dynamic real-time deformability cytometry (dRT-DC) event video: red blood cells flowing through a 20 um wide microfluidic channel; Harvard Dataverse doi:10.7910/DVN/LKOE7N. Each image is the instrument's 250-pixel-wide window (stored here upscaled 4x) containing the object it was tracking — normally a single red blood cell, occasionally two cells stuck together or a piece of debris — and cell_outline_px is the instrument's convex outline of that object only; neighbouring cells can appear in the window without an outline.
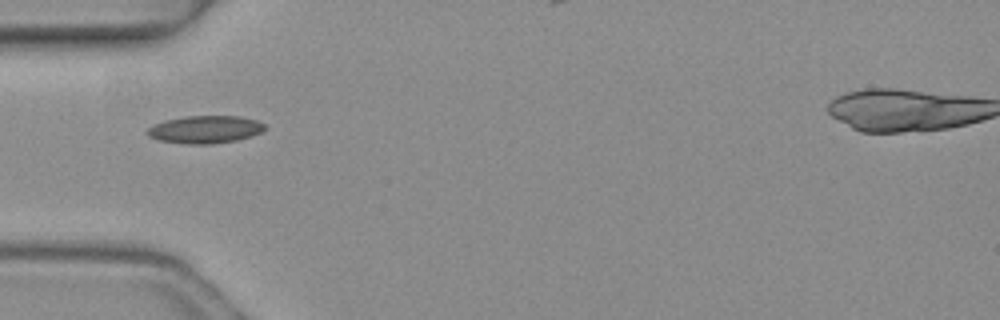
{"species": "common noctule bat (a hibernating species)", "species_latin": "Nyctalus noctula", "temperature_condition": "warm", "stored_images_in_passage": 7, "camera_frame_rate_fps": 3000, "um_per_image_px": 0.085, "animal": {"sex": "female", "body_mass_g": 19.3, "forearm_length_mm": 54.1}, "frame": {"image": 1, "passage_image": 6, "time_ms": 1.667, "image_size_px": [1000, 320], "cell_outline_px": [[268, 128], [252, 136], [236, 140], [212, 144], [188, 144], [160, 140], [148, 136], [148, 128], [152, 124], [164, 120], [184, 116], [240, 116], [256, 120], [264, 124]], "centroid_in_image_um": [17.44, 10.99], "position_along_channel_um": 67.6, "area_um2": 18.96}}
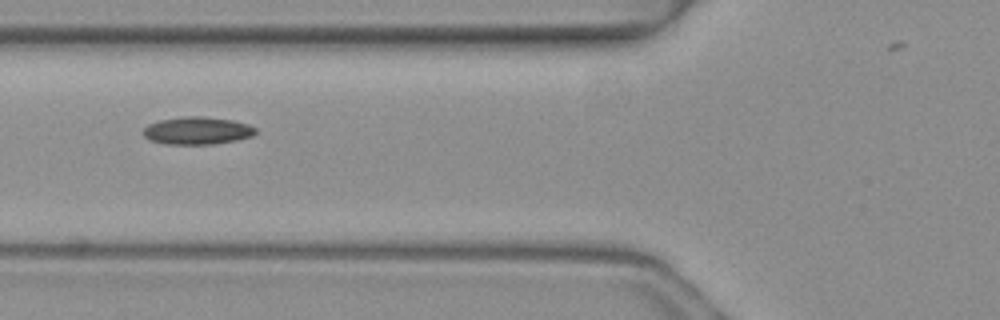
{"frame": {"image": 2, "passage_image": 7, "time_ms": 2.0, "image_size_px": [1000, 320], "cell_outline_px": [[256, 132], [252, 136], [236, 140], [212, 144], [164, 144], [148, 140], [144, 136], [144, 128], [148, 124], [160, 120], [184, 116], [204, 116], [232, 120], [248, 124], [256, 128]], "centroid_in_image_um": [16.75, 11.1], "position_along_channel_um": 109.0, "area_um2": 18.09}}